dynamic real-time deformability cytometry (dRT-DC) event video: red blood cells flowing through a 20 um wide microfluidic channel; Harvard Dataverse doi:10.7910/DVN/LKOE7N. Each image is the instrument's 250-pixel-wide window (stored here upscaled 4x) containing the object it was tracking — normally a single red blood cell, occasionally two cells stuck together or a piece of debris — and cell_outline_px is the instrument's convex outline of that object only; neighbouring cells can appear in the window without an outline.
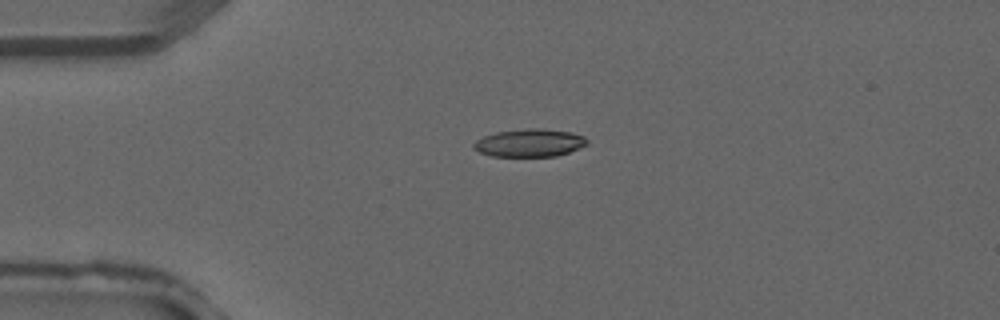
{"species": "common noctule bat (a hibernating species)", "species_latin": "Nyctalus noctula", "temperature_condition": "warm", "stored_images_in_passage": 2, "camera_frame_rate_fps": 3000, "um_per_image_px": 0.085, "animal": {"sex": "male", "forearm_length_mm": 52.5}, "frame": {"image": 1, "passage_image": 1, "time_ms": 0.0, "image_size_px": [1000, 320], "cell_outline_px": [[588, 144], [568, 152], [556, 156], [492, 156], [480, 152], [472, 148], [472, 144], [476, 140], [484, 136], [496, 132], [528, 128], [540, 128], [568, 132], [584, 136], [588, 140]], "centroid_in_image_um": [44.99, 12.14], "position_along_channel_um": 40.0, "area_um2": 18.26}}